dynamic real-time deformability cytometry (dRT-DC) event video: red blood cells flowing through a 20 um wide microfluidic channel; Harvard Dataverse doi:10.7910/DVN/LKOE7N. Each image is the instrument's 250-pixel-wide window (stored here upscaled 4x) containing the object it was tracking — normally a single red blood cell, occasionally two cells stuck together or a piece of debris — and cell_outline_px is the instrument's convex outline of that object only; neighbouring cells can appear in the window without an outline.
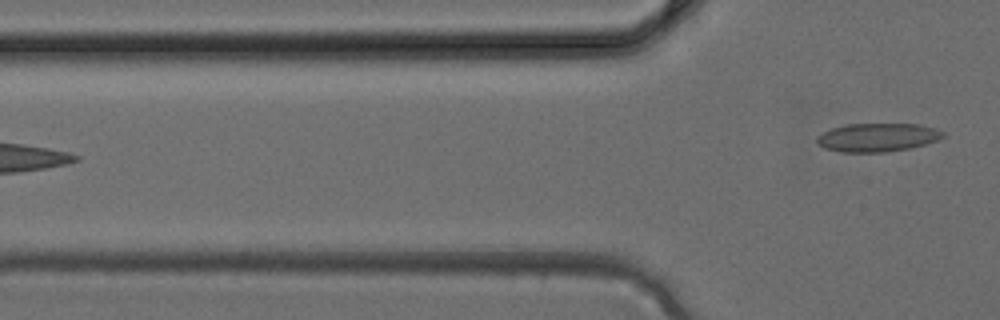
{"species": "common noctule bat (a hibernating species)", "species_latin": "Nyctalus noctula", "temperature_condition": "cold", "stored_images_in_passage": 5, "camera_frame_rate_fps": 3000, "um_per_image_px": 0.085, "animal": {"sex": "female", "body_mass_g": 24.6, "forearm_length_mm": 56.2}, "frame": {"image": 1, "passage_image": 5, "time_ms": 1.333, "image_size_px": [1000, 320], "cell_outline_px": [[944, 136], [936, 140], [924, 144], [908, 148], [884, 152], [840, 152], [824, 148], [816, 140], [816, 136], [832, 128], [848, 124], [916, 124], [936, 128], [944, 132]], "centroid_in_image_um": [74.56, 11.67], "position_along_channel_um": 51.2, "area_um2": 20.69}}